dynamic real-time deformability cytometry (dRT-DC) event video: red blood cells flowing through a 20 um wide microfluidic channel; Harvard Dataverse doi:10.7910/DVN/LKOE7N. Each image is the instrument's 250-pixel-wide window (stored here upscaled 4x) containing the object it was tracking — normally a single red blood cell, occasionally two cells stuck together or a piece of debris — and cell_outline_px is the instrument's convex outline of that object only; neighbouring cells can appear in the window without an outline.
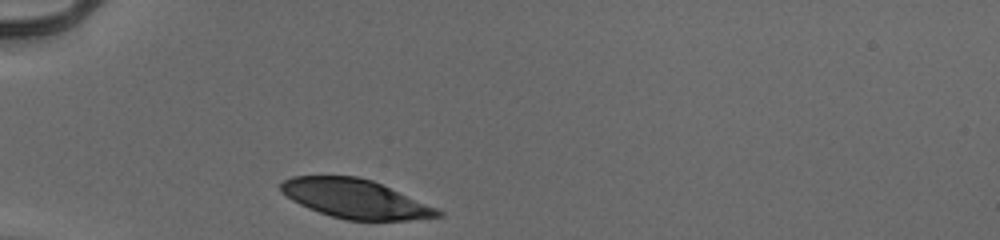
{"species": "human", "species_latin": "Homo sapiens", "temperature_condition": "cold", "stored_images_in_passage": 29, "camera_frame_rate_fps": 3000, "um_per_image_px": 0.085, "donor": {"sex": "male"}, "frame": {"image": 1, "passage_image": 1, "time_ms": 0.0, "image_size_px": [1000, 240], "cell_outline_px": [[444, 216], [408, 220], [348, 220], [332, 216], [308, 208], [292, 200], [280, 192], [280, 184], [284, 180], [292, 176], [356, 176], [372, 180], [436, 208], [444, 212]], "centroid_in_image_um": [30.18, 16.9], "position_along_channel_um": 54.8, "area_um2": 35.26}}
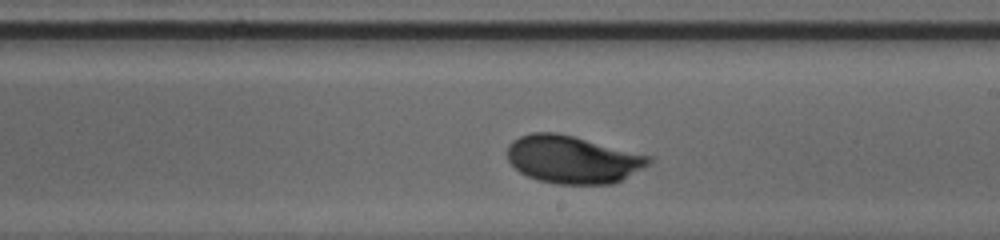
{"frame": {"image": 2, "passage_image": 17, "time_ms": 5.333, "image_size_px": [1000, 240], "cell_outline_px": [[652, 164], [612, 184], [556, 184], [540, 180], [528, 176], [520, 172], [508, 160], [508, 144], [512, 140], [520, 136], [532, 132], [556, 132], [652, 156]], "centroid_in_image_um": [48.69, 13.55], "position_along_channel_um": 240.3, "area_um2": 39.19}}
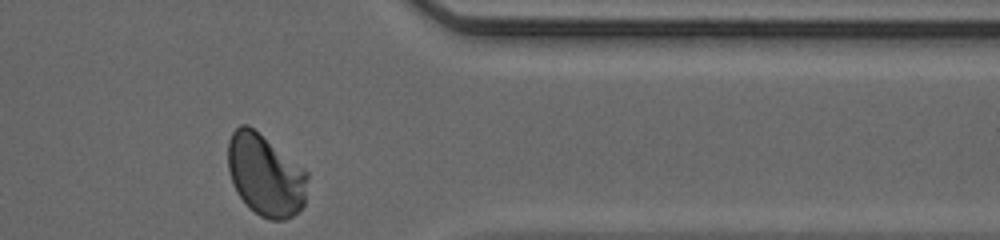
{"frame": {"image": 3, "passage_image": 29, "time_ms": 9.333, "image_size_px": [1000, 240], "cell_outline_px": [[308, 176], [304, 204], [292, 216], [284, 220], [268, 220], [260, 216], [248, 208], [236, 192], [228, 168], [228, 140], [232, 132], [240, 124], [248, 124], [304, 168], [308, 172]], "centroid_in_image_um": [22.55, 14.89], "position_along_channel_um": 388.9, "area_um2": 37.97}, "authors_computed_cell_mechanics": {"area_um2": 39.1306, "velocity_mm_per_s": 3.8819, "shape_relaxation_time_tau1_ms": 2.7633, "shape_relaxation_time_tau2_ms": null, "deformation_change_tau1": 0.1351, "deformation_change_tau2": null}}